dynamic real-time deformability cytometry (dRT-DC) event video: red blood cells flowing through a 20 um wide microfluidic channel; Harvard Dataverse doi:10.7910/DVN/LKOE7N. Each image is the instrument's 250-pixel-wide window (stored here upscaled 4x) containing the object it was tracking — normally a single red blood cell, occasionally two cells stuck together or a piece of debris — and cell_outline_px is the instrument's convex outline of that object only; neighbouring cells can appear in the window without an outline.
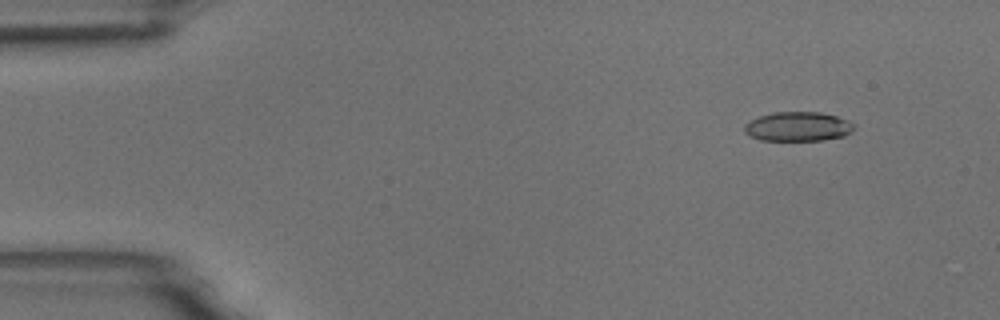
{"species": "common noctule bat (a hibernating species)", "species_latin": "Nyctalus noctula", "temperature_condition": "room temperature", "stored_images_in_passage": 50, "camera_frame_rate_fps": 3000, "um_per_image_px": 0.085, "animal": {"sex": "male", "body_mass_g": 18.8}, "frame": {"image": 1, "passage_image": 1, "time_ms": 0.0, "image_size_px": [1000, 320], "cell_outline_px": [[856, 124], [852, 132], [844, 136], [820, 140], [760, 140], [748, 136], [744, 132], [744, 124], [760, 116], [772, 112], [820, 112], [836, 116], [848, 120]], "centroid_in_image_um": [67.83, 10.75], "position_along_channel_um": 17.2, "area_um2": 18.84}}
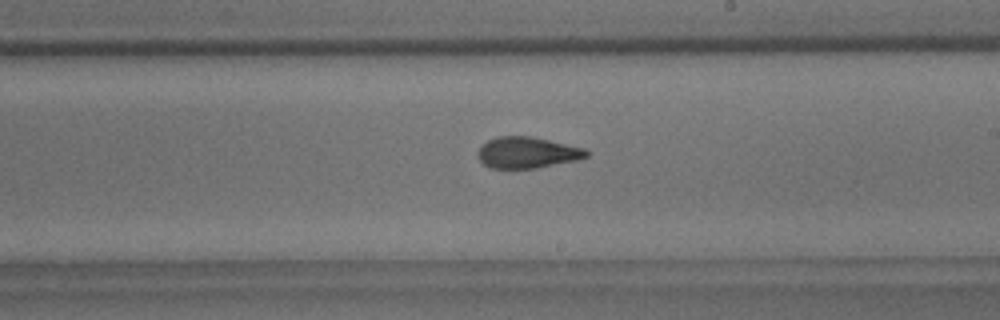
{"frame": {"image": 2, "passage_image": 27, "time_ms": 8.667, "image_size_px": [1000, 320], "cell_outline_px": [[588, 156], [580, 160], [536, 168], [492, 168], [484, 164], [476, 156], [476, 152], [488, 140], [496, 136], [532, 136], [584, 148], [588, 152]], "centroid_in_image_um": [44.82, 12.97], "position_along_channel_um": 244.2, "area_um2": 19.83}}
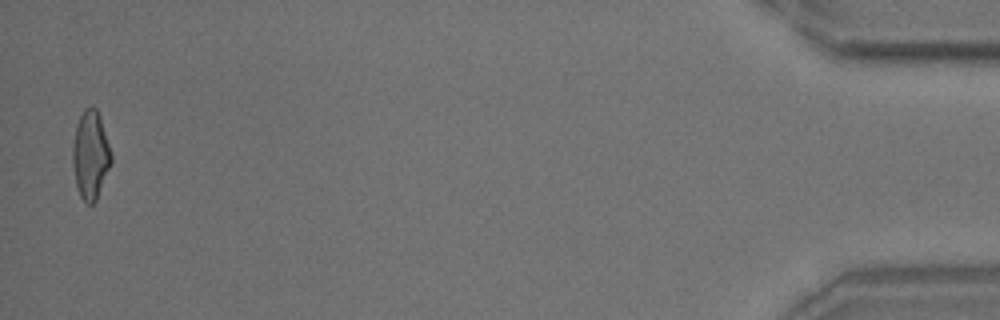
{"frame": {"image": 3, "passage_image": 49, "time_ms": 16.0, "image_size_px": [1000, 320], "cell_outline_px": [[112, 164], [96, 200], [92, 204], [84, 204], [80, 196], [76, 184], [72, 164], [72, 148], [76, 124], [84, 108], [96, 108], [100, 116], [112, 156]], "centroid_in_image_um": [7.69, 13.21], "position_along_channel_um": 427.5, "area_um2": 19.94}, "authors_computed_cell_mechanics": {"area_um2": 19.8543, "velocity_mm_per_s": 3.7299, "shape_relaxation_time_tau1_ms": 5.5622, "shape_relaxation_time_tau2_ms": 1.4153, "deformation_change_tau1": 0.1686, "deformation_change_tau2": 0.0819}}